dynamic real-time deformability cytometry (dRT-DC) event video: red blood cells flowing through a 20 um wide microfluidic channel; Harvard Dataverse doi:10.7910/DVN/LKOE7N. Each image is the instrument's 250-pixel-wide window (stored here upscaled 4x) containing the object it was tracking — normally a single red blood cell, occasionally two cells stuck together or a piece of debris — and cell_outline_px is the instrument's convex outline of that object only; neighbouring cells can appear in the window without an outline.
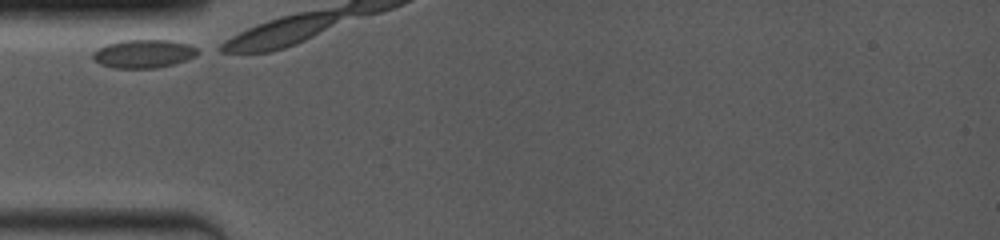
{"species": "common noctule bat (a hibernating species)", "species_latin": "Nyctalus noctula", "temperature_condition": "room temperature", "stored_images_in_passage": 7, "camera_frame_rate_fps": 4000, "um_per_image_px": 0.085, "animal": {"sex": "female", "body_mass_g": 19.0, "forearm_length_mm": 53.3}, "frame": {"image": 1, "passage_image": 1, "time_ms": 0.0, "image_size_px": [1000, 240], "cell_outline_px": [[204, 52], [196, 56], [172, 64], [156, 68], [112, 68], [100, 64], [92, 56], [92, 52], [96, 48], [120, 40], [172, 40], [188, 44]], "centroid_in_image_um": [12.22, 4.56], "position_along_channel_um": 72.8, "area_um2": 17.46}}
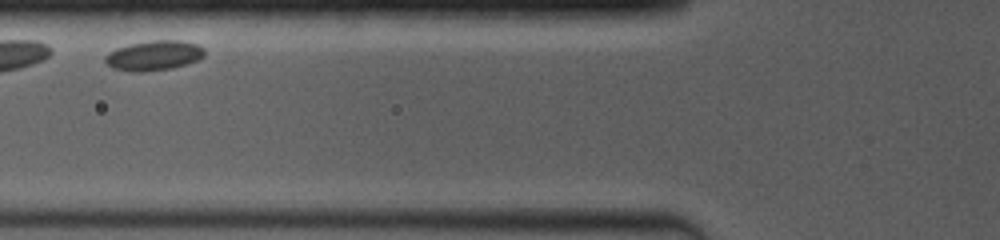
{"frame": {"image": 2, "passage_image": 4, "time_ms": 2.5, "image_size_px": [1000, 240], "cell_outline_px": [[204, 56], [200, 60], [188, 64], [172, 68], [144, 72], [132, 72], [112, 68], [104, 60], [104, 56], [108, 52], [116, 48], [132, 44], [152, 40], [180, 40], [196, 44], [204, 48]], "centroid_in_image_um": [13.09, 4.73], "position_along_channel_um": 112.7, "area_um2": 17.46}}
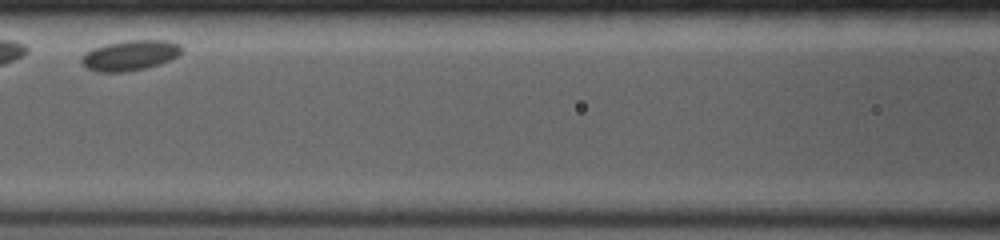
{"frame": {"image": 3, "passage_image": 6, "time_ms": 3.75, "image_size_px": [1000, 240], "cell_outline_px": [[180, 52], [176, 56], [168, 60], [144, 68], [124, 72], [96, 72], [88, 68], [80, 60], [92, 48], [104, 44], [124, 40], [168, 40], [180, 44]], "centroid_in_image_um": [11.03, 4.69], "position_along_channel_um": 155.6, "area_um2": 17.34}}